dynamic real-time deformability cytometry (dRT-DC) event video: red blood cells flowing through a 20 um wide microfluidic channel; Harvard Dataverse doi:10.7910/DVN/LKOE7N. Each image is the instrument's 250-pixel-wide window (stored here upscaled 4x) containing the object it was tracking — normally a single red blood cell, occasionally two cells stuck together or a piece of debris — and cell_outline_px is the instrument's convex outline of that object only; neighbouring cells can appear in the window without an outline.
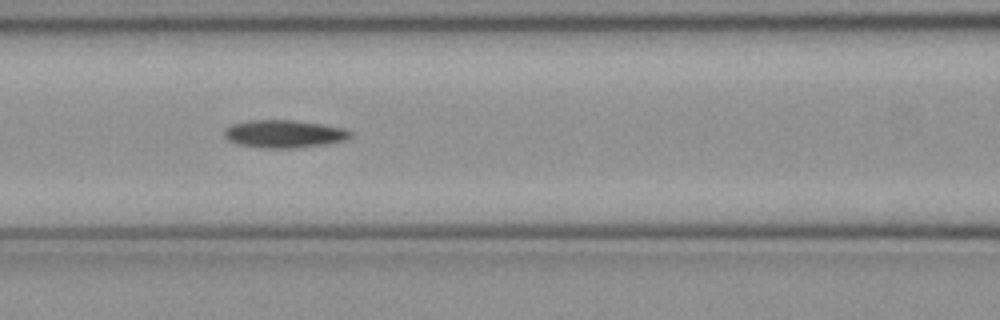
{"species": "common noctule bat (a hibernating species)", "species_latin": "Nyctalus noctula", "temperature_condition": "cold", "stored_images_in_passage": 15, "camera_frame_rate_fps": 3000, "um_per_image_px": 0.085, "animal": {"sex": "female", "body_mass_g": 21.9}, "frame": {"image": 1, "passage_image": 9, "time_ms": 2.667, "image_size_px": [1000, 320], "cell_outline_px": [[352, 136], [344, 140], [324, 144], [296, 148], [260, 148], [236, 144], [228, 140], [224, 136], [224, 128], [232, 124], [248, 120], [292, 120], [324, 124], [344, 128], [352, 132]], "centroid_in_image_um": [24.11, 11.38], "position_along_channel_um": 142.5, "area_um2": 20.58}}